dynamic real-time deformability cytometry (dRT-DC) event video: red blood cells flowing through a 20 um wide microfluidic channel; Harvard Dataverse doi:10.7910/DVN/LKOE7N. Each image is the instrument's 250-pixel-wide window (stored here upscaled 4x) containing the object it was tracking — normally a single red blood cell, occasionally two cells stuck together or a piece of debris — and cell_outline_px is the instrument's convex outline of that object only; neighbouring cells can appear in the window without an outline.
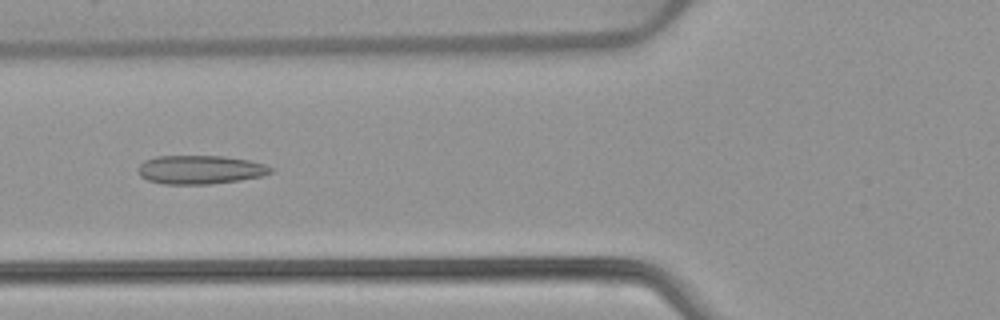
{"species": "common noctule bat (a hibernating species)", "species_latin": "Nyctalus noctula", "temperature_condition": "warm", "stored_images_in_passage": 52, "camera_frame_rate_fps": 3000, "um_per_image_px": 0.085, "animal": {"sex": "female", "body_mass_g": 22.7, "forearm_length_mm": 54.2}, "frame": {"image": 1, "passage_image": 20, "time_ms": 6.333, "image_size_px": [1000, 320], "cell_outline_px": [[276, 168], [272, 172], [260, 176], [240, 180], [212, 184], [164, 184], [148, 180], [140, 176], [140, 164], [144, 160], [156, 156], [224, 156], [248, 160], [264, 164]], "centroid_in_image_um": [17.04, 14.42], "position_along_channel_um": 108.8, "area_um2": 22.14}}
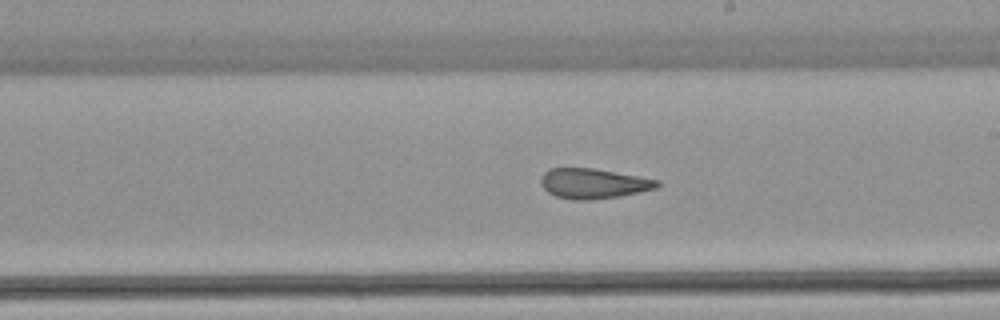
{"frame": {"image": 2, "passage_image": 30, "time_ms": 9.667, "image_size_px": [1000, 320], "cell_outline_px": [[664, 184], [660, 188], [620, 196], [588, 200], [572, 200], [556, 196], [548, 192], [540, 184], [540, 180], [544, 172], [548, 168], [592, 168], [660, 180]], "centroid_in_image_um": [50.48, 15.6], "position_along_channel_um": 238.5, "area_um2": 20.58}}
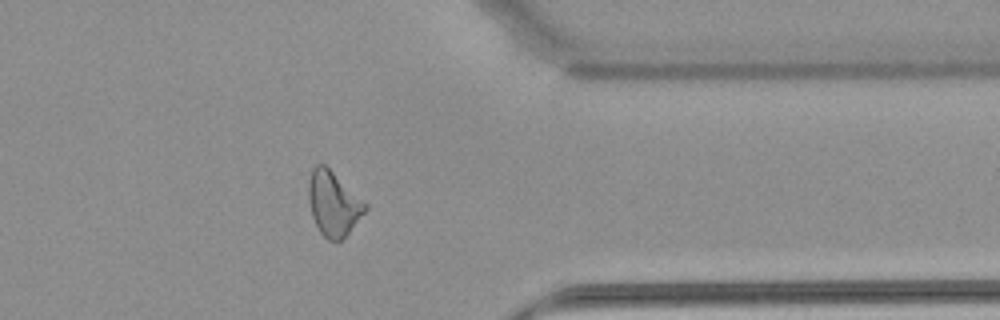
{"frame": {"image": 3, "passage_image": 42, "time_ms": 13.667, "image_size_px": [1000, 320], "cell_outline_px": [[368, 208], [348, 232], [340, 240], [328, 240], [320, 232], [312, 216], [308, 200], [308, 180], [312, 168], [316, 164], [324, 164], [368, 204]], "centroid_in_image_um": [28.32, 17.28], "position_along_channel_um": 383.1, "area_um2": 21.04}, "authors_computed_cell_mechanics": {"area_um2": 22.1374, "velocity_mm_per_s": 3.8869, "shape_relaxation_time_tau1_ms": null, "shape_relaxation_time_tau2_ms": 1.9959, "deformation_change_tau1": null, "deformation_change_tau2": 0.105}}